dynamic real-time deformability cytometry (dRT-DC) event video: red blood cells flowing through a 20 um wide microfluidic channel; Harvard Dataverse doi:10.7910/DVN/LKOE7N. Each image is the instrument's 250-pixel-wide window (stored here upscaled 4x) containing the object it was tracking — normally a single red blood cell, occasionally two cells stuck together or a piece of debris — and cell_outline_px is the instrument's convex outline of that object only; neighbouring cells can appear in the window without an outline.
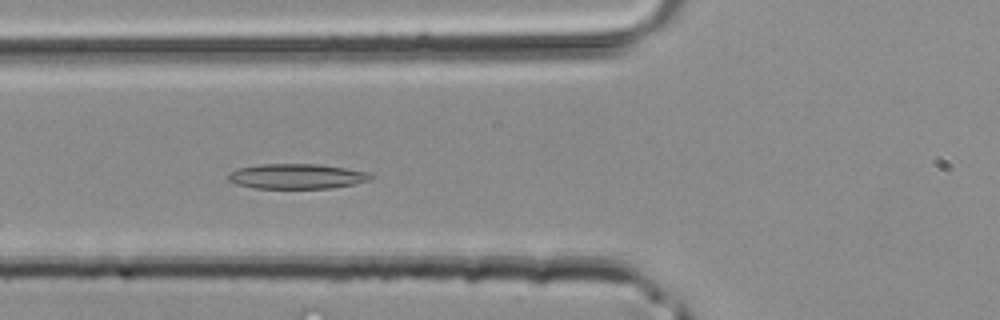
{"species": "common noctule bat (a hibernating species)", "species_latin": "Nyctalus noctula", "temperature_condition": "room temperature", "stored_images_in_passage": 37, "camera_frame_rate_fps": 3000, "um_per_image_px": 0.085, "animal": {"sex": "male", "body_mass_g": 20.4}, "frame": {"image": 1, "passage_image": 12, "time_ms": 3.667, "image_size_px": [1000, 320], "cell_outline_px": [[376, 176], [372, 180], [356, 184], [332, 188], [256, 188], [236, 184], [228, 180], [228, 172], [236, 168], [260, 164], [320, 164], [368, 172]], "centroid_in_image_um": [25.25, 14.98], "position_along_channel_um": 100.6, "area_um2": 21.04}}
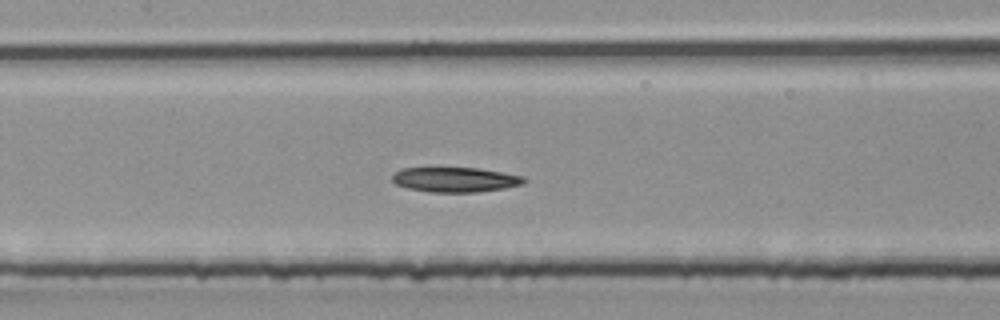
{"frame": {"image": 2, "passage_image": 16, "time_ms": 5.0, "image_size_px": [1000, 320], "cell_outline_px": [[528, 180], [520, 184], [504, 188], [476, 192], [428, 192], [408, 188], [396, 184], [392, 180], [392, 176], [396, 172], [404, 168], [480, 168], [524, 176]], "centroid_in_image_um": [38.7, 15.27], "position_along_channel_um": 168.7, "area_um2": 18.96}}
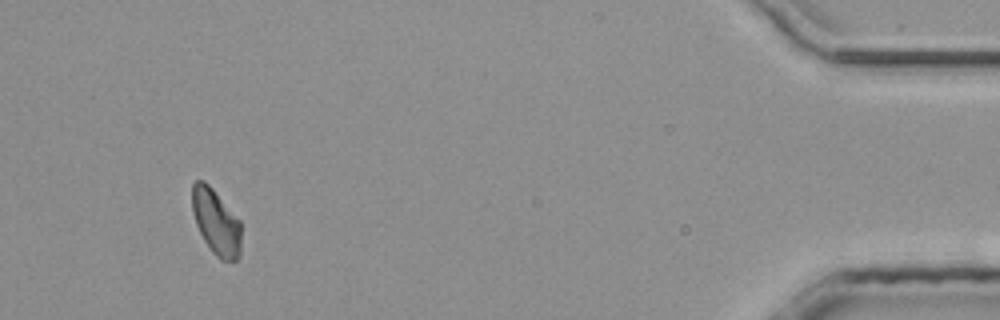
{"frame": {"image": 3, "passage_image": 35, "time_ms": 11.333, "image_size_px": [1000, 320], "cell_outline_px": [[240, 256], [236, 260], [220, 260], [212, 252], [204, 240], [196, 224], [192, 212], [192, 184], [196, 180], [204, 180], [212, 188], [240, 220]], "centroid_in_image_um": [18.35, 18.87], "position_along_channel_um": 416.8, "area_um2": 18.67}}